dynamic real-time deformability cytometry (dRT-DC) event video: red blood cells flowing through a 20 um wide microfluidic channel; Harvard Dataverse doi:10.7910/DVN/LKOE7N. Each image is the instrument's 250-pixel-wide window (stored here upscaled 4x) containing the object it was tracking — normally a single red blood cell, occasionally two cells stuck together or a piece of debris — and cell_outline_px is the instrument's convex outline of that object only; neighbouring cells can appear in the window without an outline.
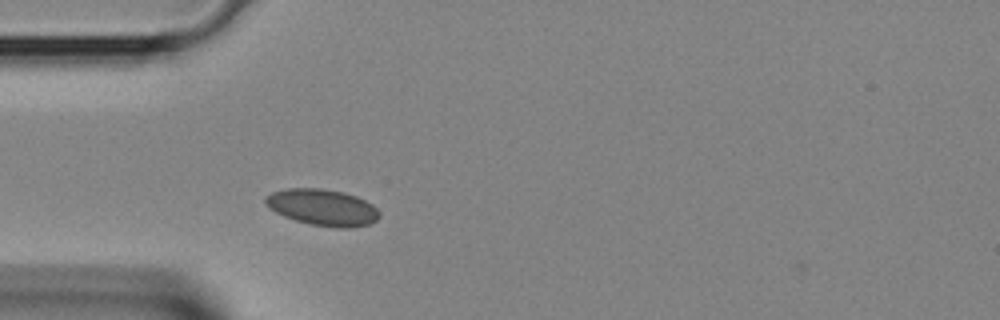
{"species": "Egyptian fruit bat (a non-hibernating species)", "species_latin": "Rousettus aegyptiacus", "temperature_condition": "room temperature", "stored_images_in_passage": 34, "camera_frame_rate_fps": 3000, "um_per_image_px": 0.085, "animal": {"sex": "female"}, "frame": {"image": 1, "passage_image": 6, "time_ms": 1.667, "image_size_px": [1000, 320], "cell_outline_px": [[380, 216], [376, 220], [368, 224], [352, 228], [336, 228], [308, 224], [284, 216], [268, 208], [264, 204], [264, 196], [272, 192], [288, 188], [320, 188], [344, 192], [356, 196], [372, 204], [380, 212]], "centroid_in_image_um": [27.39, 17.63], "position_along_channel_um": 57.6, "area_um2": 24.39}}
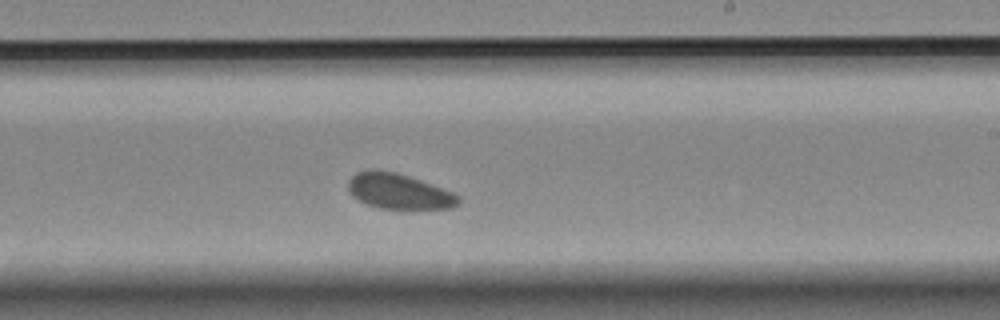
{"frame": {"image": 2, "passage_image": 18, "time_ms": 5.667, "image_size_px": [1000, 320], "cell_outline_px": [[460, 204], [452, 208], [380, 208], [368, 204], [352, 196], [348, 188], [348, 180], [356, 172], [372, 168], [396, 172], [432, 184], [452, 192], [460, 196]], "centroid_in_image_um": [33.89, 16.24], "position_along_channel_um": 255.1, "area_um2": 22.66}}
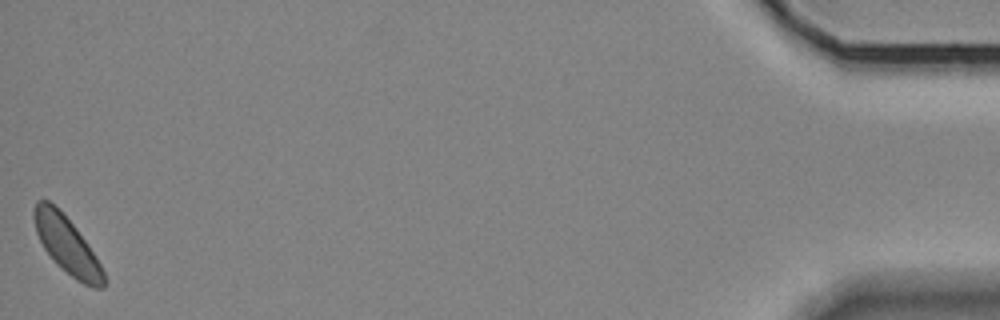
{"frame": {"image": 3, "passage_image": 34, "time_ms": 11.0, "image_size_px": [1000, 320], "cell_outline_px": [[108, 284], [104, 288], [92, 288], [76, 280], [56, 264], [44, 248], [36, 232], [32, 216], [32, 212], [36, 200], [48, 200], [76, 228], [88, 244], [96, 256], [108, 280]], "centroid_in_image_um": [5.71, 20.89], "position_along_channel_um": 429.5, "area_um2": 23.18}}